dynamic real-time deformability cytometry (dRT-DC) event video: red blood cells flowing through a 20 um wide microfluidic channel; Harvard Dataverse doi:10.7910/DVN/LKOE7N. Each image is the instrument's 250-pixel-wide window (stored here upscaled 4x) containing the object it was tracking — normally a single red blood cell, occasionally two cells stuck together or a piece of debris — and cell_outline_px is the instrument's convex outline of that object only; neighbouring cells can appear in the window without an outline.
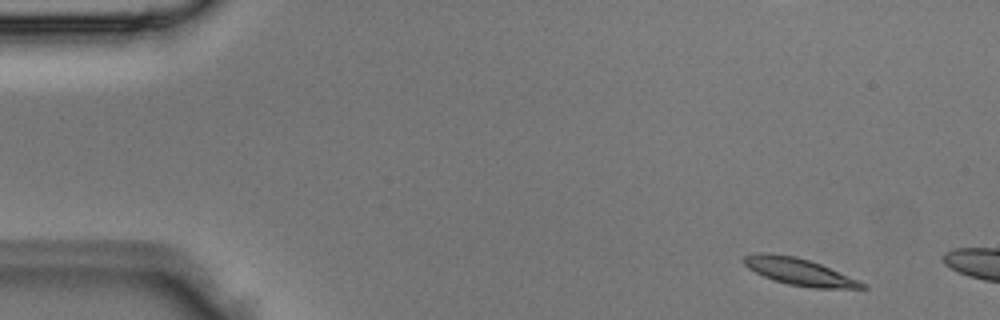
{"species": "Egyptian fruit bat (a non-hibernating species)", "species_latin": "Rousettus aegyptiacus", "temperature_condition": "room temperature", "stored_images_in_passage": 2, "camera_frame_rate_fps": 3000, "um_per_image_px": 0.085, "animal": {"sex": "male"}, "frame": {"image": 1, "passage_image": 1, "time_ms": 0.0, "image_size_px": [1000, 320], "cell_outline_px": [[868, 288], [812, 288], [788, 284], [764, 276], [748, 268], [744, 264], [744, 256], [756, 252], [768, 252], [796, 256], [820, 264], [868, 284]], "centroid_in_image_um": [67.93, 23.08], "position_along_channel_um": 17.1, "area_um2": 18.44}}